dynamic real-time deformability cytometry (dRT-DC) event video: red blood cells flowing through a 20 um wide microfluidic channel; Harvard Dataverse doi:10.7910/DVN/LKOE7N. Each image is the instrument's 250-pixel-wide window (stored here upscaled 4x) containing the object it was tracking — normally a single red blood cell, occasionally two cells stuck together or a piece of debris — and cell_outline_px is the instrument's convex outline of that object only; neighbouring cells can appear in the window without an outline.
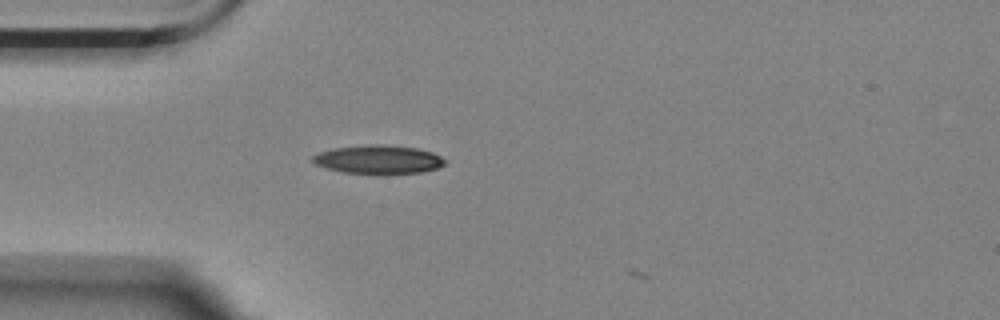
{"species": "Egyptian fruit bat (a non-hibernating species)", "species_latin": "Rousettus aegyptiacus", "temperature_condition": "room temperature", "stored_images_in_passage": 3, "camera_frame_rate_fps": 3000, "um_per_image_px": 0.085, "animal": {"sex": "female"}, "frame": {"image": 1, "passage_image": 2, "time_ms": 0.333, "image_size_px": [1000, 320], "cell_outline_px": [[444, 164], [440, 168], [420, 172], [344, 172], [328, 168], [316, 164], [312, 160], [312, 156], [320, 152], [332, 148], [372, 144], [380, 144], [416, 148], [432, 152], [440, 156], [444, 160]], "centroid_in_image_um": [32.16, 13.52], "position_along_channel_um": 52.8, "area_um2": 21.33}}